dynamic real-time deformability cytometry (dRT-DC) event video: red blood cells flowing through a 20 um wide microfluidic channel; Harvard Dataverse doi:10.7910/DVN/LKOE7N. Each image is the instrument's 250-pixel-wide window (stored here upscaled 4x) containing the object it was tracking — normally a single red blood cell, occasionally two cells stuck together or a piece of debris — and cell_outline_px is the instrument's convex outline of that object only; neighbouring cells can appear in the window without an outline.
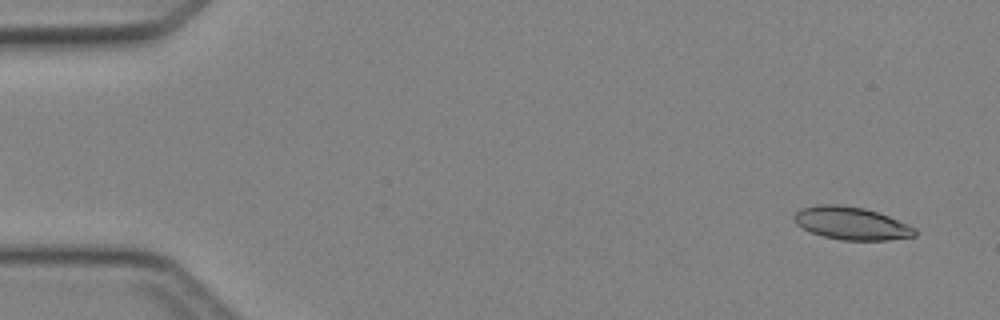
{"species": "Egyptian fruit bat (a non-hibernating species)", "species_latin": "Rousettus aegyptiacus", "temperature_condition": "cold", "stored_images_in_passage": 5, "camera_frame_rate_fps": 3000, "um_per_image_px": 0.085, "animal": {"sex": "female"}, "frame": {"image": 1, "passage_image": 1, "time_ms": 0.0, "image_size_px": [1000, 320], "cell_outline_px": [[916, 236], [888, 240], [844, 240], [824, 236], [812, 232], [796, 224], [796, 212], [800, 208], [816, 204], [840, 204], [864, 208], [888, 216], [908, 224], [916, 228]], "centroid_in_image_um": [72.39, 18.97], "position_along_channel_um": 12.6, "area_um2": 22.89}}
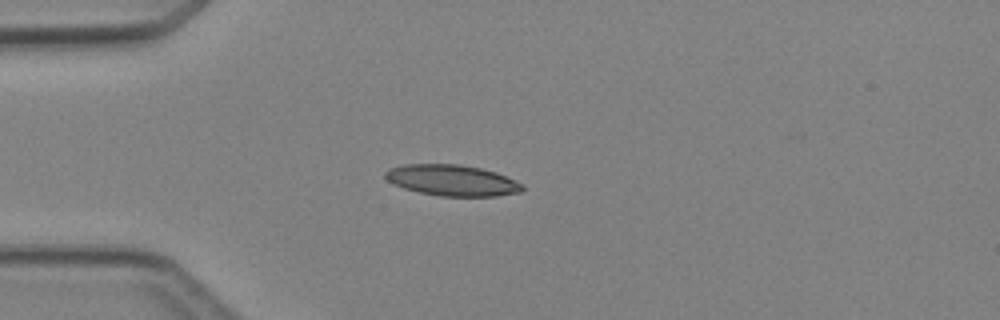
{"frame": {"image": 2, "passage_image": 3, "time_ms": 3.333, "image_size_px": [1000, 320], "cell_outline_px": [[524, 188], [520, 192], [496, 196], [440, 196], [420, 192], [404, 188], [388, 180], [384, 176], [384, 172], [388, 168], [404, 164], [460, 164], [480, 168], [496, 172], [524, 184]], "centroid_in_image_um": [38.43, 15.32], "position_along_channel_um": 46.6, "area_um2": 24.74}}
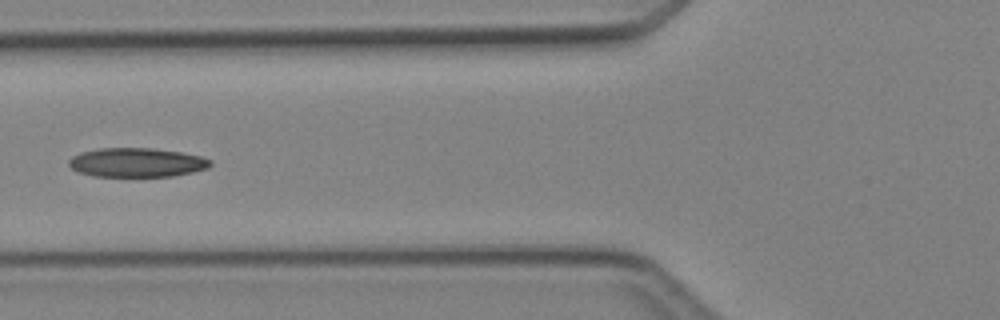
{"frame": {"image": 3, "passage_image": 5, "time_ms": 5.333, "image_size_px": [1000, 320], "cell_outline_px": [[212, 164], [208, 168], [192, 172], [172, 176], [92, 176], [76, 172], [68, 164], [68, 160], [72, 156], [80, 152], [100, 148], [152, 148], [180, 152], [200, 156], [212, 160]], "centroid_in_image_um": [11.59, 13.81], "position_along_channel_um": 114.2, "area_um2": 24.1}}